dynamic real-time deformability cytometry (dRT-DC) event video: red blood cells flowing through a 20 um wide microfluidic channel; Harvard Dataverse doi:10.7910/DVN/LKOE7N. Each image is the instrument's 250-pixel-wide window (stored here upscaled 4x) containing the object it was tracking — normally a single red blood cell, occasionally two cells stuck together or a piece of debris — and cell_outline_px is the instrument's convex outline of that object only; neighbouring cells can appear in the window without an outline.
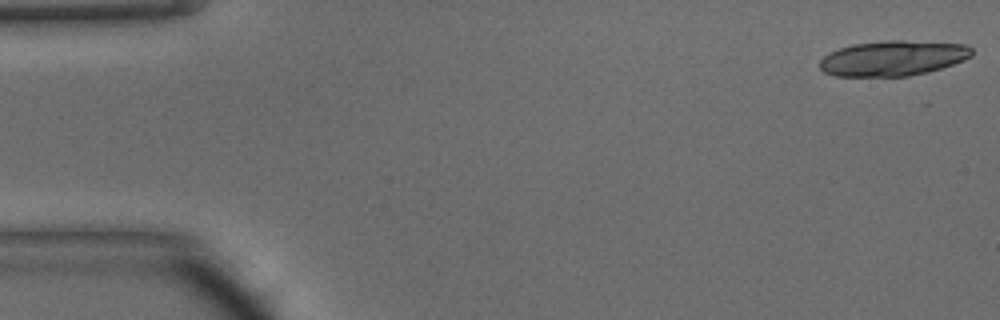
{"species": "common noctule bat (a hibernating species)", "species_latin": "Nyctalus noctula", "temperature_condition": "warm", "stored_images_in_passage": 16, "camera_frame_rate_fps": 3000, "um_per_image_px": 0.085, "animal": {"sex": "male", "body_mass_g": 15.6}, "frame": {"image": 1, "passage_image": 1, "time_ms": 0.0, "image_size_px": [1000, 320], "cell_outline_px": [[972, 56], [964, 60], [928, 72], [908, 76], [836, 76], [824, 72], [820, 68], [820, 60], [824, 56], [840, 48], [852, 44], [888, 40], [904, 40], [968, 44], [972, 48]], "centroid_in_image_um": [75.93, 4.94], "position_along_channel_um": 9.1, "area_um2": 31.21}}